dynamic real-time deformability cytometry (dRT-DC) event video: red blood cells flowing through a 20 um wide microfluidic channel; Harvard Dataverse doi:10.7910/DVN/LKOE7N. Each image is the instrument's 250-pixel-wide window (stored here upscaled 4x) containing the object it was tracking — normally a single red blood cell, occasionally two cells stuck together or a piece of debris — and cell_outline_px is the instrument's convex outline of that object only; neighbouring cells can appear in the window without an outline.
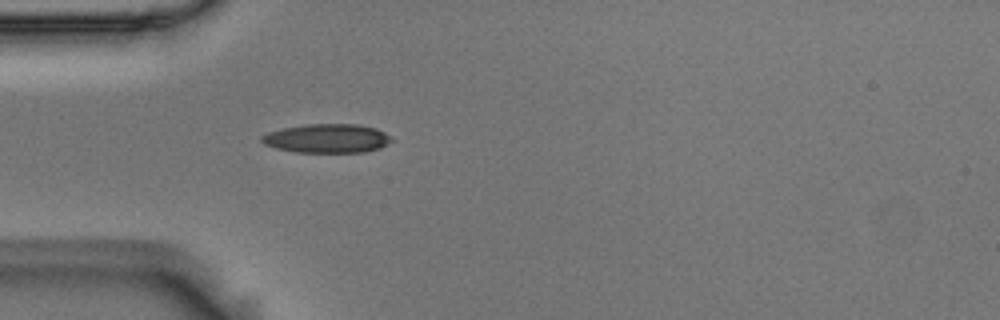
{"species": "Egyptian fruit bat (a non-hibernating species)", "species_latin": "Rousettus aegyptiacus", "temperature_condition": "room temperature", "stored_images_in_passage": 3, "camera_frame_rate_fps": 3000, "um_per_image_px": 0.085, "animal": {"sex": "male"}, "frame": {"image": 1, "passage_image": 3, "time_ms": 0.667, "image_size_px": [1000, 320], "cell_outline_px": [[392, 140], [388, 144], [380, 148], [364, 152], [296, 152], [276, 148], [264, 144], [260, 140], [260, 136], [268, 132], [284, 128], [308, 124], [356, 124], [376, 128], [392, 136]], "centroid_in_image_um": [27.81, 11.76], "position_along_channel_um": 57.2, "area_um2": 21.91}}